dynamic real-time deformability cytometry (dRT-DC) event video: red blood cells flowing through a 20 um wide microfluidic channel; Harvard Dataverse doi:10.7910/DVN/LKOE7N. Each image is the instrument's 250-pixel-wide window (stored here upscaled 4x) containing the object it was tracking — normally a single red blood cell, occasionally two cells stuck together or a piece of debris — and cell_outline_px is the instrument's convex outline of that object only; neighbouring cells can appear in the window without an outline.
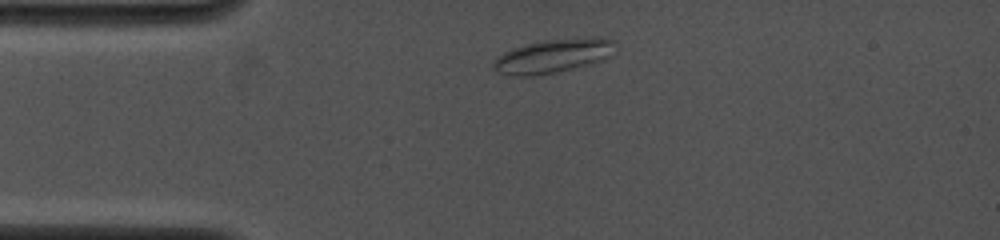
{"species": "common noctule bat (a hibernating species)", "species_latin": "Nyctalus noctula", "temperature_condition": "cold", "stored_images_in_passage": 15, "camera_frame_rate_fps": 4000, "um_per_image_px": 0.085, "animal": {"sex": "female", "body_mass_g": 19.0, "forearm_length_mm": 53.3}, "frame": {"image": 1, "passage_image": 1, "time_ms": 0.0, "image_size_px": [1000, 240], "cell_outline_px": [[612, 56], [604, 60], [592, 64], [556, 72], [532, 76], [512, 76], [500, 72], [492, 68], [492, 64], [504, 52], [528, 44], [544, 40], [592, 36], [600, 36], [612, 40]], "centroid_in_image_um": [47.07, 4.75], "position_along_channel_um": 37.9, "area_um2": 23.93}}
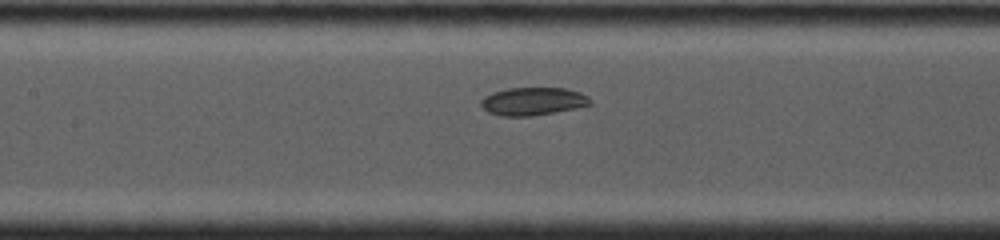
{"frame": {"image": 2, "passage_image": 10, "time_ms": 3.75, "image_size_px": [1000, 240], "cell_outline_px": [[592, 104], [576, 108], [532, 116], [500, 116], [488, 112], [480, 104], [480, 100], [484, 96], [492, 92], [508, 88], [564, 88], [580, 92], [588, 96], [592, 100]], "centroid_in_image_um": [45.29, 8.61], "position_along_channel_um": 162.1, "area_um2": 17.86}}
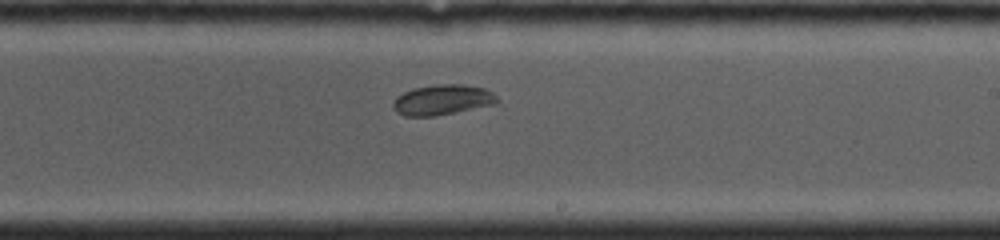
{"frame": {"image": 3, "passage_image": 15, "time_ms": 6.0, "image_size_px": [1000, 240], "cell_outline_px": [[500, 100], [496, 104], [436, 116], [404, 116], [396, 112], [392, 104], [396, 96], [412, 88], [436, 84], [464, 84], [484, 88], [492, 92]], "centroid_in_image_um": [37.6, 8.48], "position_along_channel_um": 251.4, "area_um2": 18.55}}